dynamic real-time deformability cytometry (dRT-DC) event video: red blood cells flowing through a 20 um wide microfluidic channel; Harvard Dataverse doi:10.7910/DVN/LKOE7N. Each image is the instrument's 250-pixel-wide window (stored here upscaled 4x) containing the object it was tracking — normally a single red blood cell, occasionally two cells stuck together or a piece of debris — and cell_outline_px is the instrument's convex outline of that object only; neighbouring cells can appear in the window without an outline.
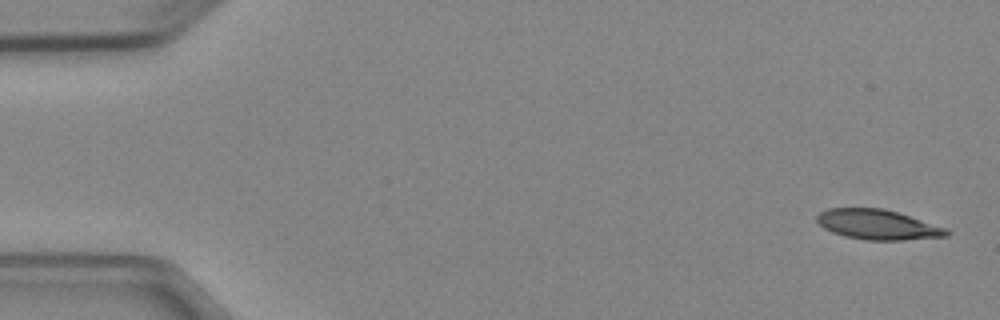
{"species": "Egyptian fruit bat (a non-hibernating species)", "species_latin": "Rousettus aegyptiacus", "temperature_condition": "cold", "stored_images_in_passage": 7, "camera_frame_rate_fps": 3000, "um_per_image_px": 0.085, "animal": {"sex": "female"}, "frame": {"image": 1, "passage_image": 1, "time_ms": 0.0, "image_size_px": [1000, 320], "cell_outline_px": [[952, 232], [948, 236], [904, 240], [864, 240], [844, 236], [832, 232], [824, 228], [816, 220], [816, 216], [820, 212], [828, 208], [884, 208], [948, 228]], "centroid_in_image_um": [74.63, 19.09], "position_along_channel_um": 10.4, "area_um2": 22.77}}
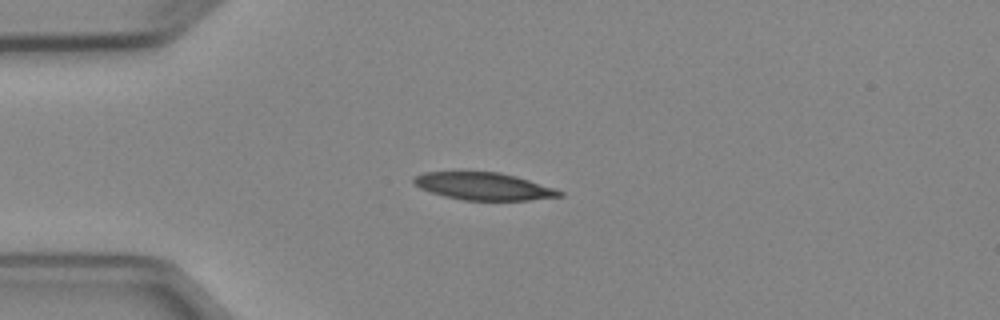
{"frame": {"image": 2, "passage_image": 4, "time_ms": 3.667, "image_size_px": [1000, 320], "cell_outline_px": [[564, 196], [528, 200], [464, 200], [444, 196], [420, 188], [412, 180], [416, 176], [424, 172], [500, 172], [516, 176], [564, 192]], "centroid_in_image_um": [41.12, 15.84], "position_along_channel_um": 43.9, "area_um2": 22.95}}